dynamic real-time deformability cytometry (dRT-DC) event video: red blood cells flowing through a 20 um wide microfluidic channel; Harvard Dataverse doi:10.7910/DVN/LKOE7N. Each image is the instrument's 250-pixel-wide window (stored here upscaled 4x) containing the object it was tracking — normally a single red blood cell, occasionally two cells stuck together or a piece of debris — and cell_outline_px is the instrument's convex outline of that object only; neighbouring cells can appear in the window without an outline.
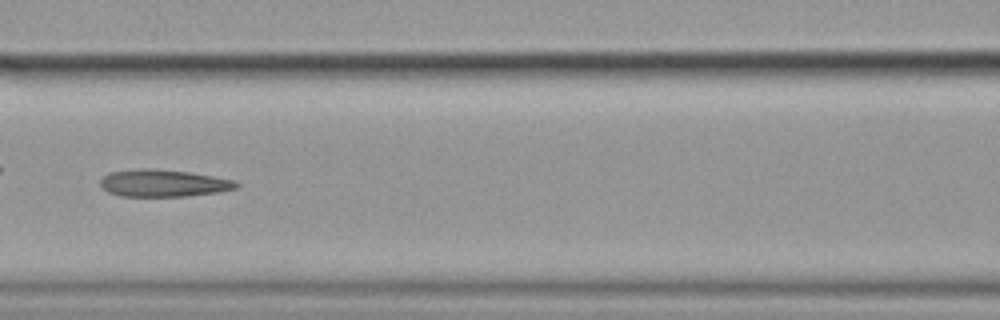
{"species": "common noctule bat (a hibernating species)", "species_latin": "Nyctalus noctula", "temperature_condition": "cold", "stored_images_in_passage": 55, "camera_frame_rate_fps": 3000, "um_per_image_px": 0.085, "animal": {"sex": "female", "body_mass_g": 19.9}, "frame": {"image": 1, "passage_image": 24, "time_ms": 7.667, "image_size_px": [1000, 320], "cell_outline_px": [[240, 184], [236, 188], [216, 192], [184, 196], [120, 196], [108, 192], [100, 188], [100, 180], [104, 176], [112, 172], [144, 168], [148, 168], [188, 172], [212, 176], [232, 180]], "centroid_in_image_um": [13.83, 15.57], "position_along_channel_um": 152.8, "area_um2": 21.21}, "authors_computed_cell_mechanics": {"area_um2": 21.7906, "velocity_mm_per_s": 3.5591, "shape_relaxation_time_tau1_ms": null, "shape_relaxation_time_tau2_ms": 3.7892, "deformation_change_tau1": null, "deformation_change_tau2": 0.1613}}